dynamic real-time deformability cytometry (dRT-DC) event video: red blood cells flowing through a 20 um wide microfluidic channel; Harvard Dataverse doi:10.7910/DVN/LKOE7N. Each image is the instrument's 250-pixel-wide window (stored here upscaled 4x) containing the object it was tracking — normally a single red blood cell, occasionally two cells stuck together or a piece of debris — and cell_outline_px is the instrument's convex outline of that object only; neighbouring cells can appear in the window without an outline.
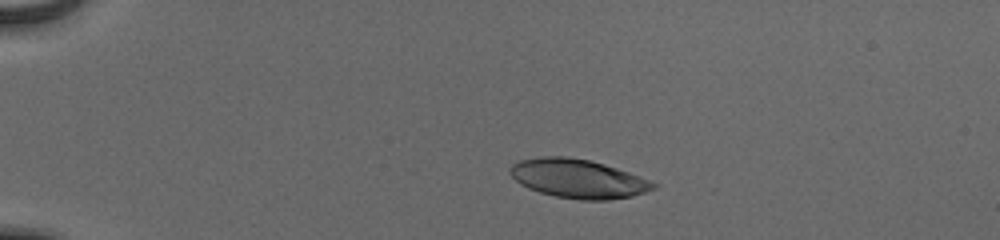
{"species": "human", "species_latin": "Homo sapiens", "temperature_condition": "cold", "stored_images_in_passage": 38, "camera_frame_rate_fps": 3000, "um_per_image_px": 0.085, "donor": {"sex": "male"}, "frame": {"image": 1, "passage_image": 2, "time_ms": 0.333, "image_size_px": [1000, 240], "cell_outline_px": [[660, 184], [656, 188], [632, 196], [608, 200], [580, 200], [556, 196], [540, 192], [528, 188], [520, 184], [508, 172], [512, 164], [520, 160], [540, 156], [564, 156], [588, 160], [604, 164], [628, 172]], "centroid_in_image_um": [49.13, 15.18], "position_along_channel_um": 35.9, "area_um2": 32.37}}
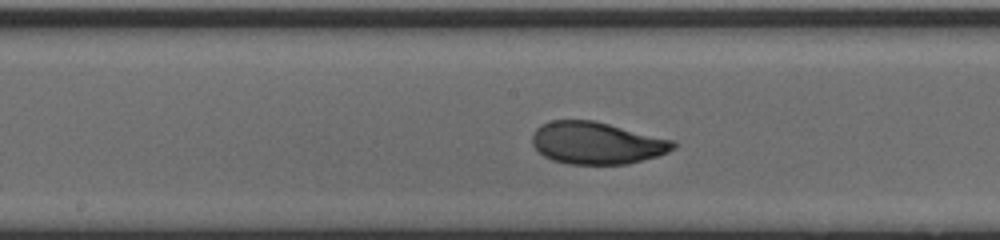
{"frame": {"image": 2, "passage_image": 20, "time_ms": 6.333, "image_size_px": [1000, 240], "cell_outline_px": [[676, 148], [668, 152], [656, 156], [628, 164], [568, 164], [552, 160], [544, 156], [532, 144], [532, 132], [540, 124], [552, 120], [596, 120], [676, 140]], "centroid_in_image_um": [50.74, 12.14], "position_along_channel_um": 197.5, "area_um2": 35.08}}
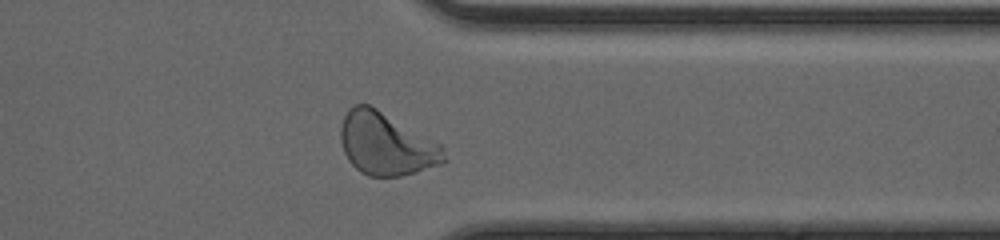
{"frame": {"image": 3, "passage_image": 34, "time_ms": 11.0, "image_size_px": [1000, 240], "cell_outline_px": [[448, 160], [444, 164], [416, 172], [400, 176], [368, 176], [360, 172], [348, 160], [344, 152], [340, 140], [340, 128], [344, 116], [348, 108], [356, 104], [368, 104], [376, 108], [444, 144]], "centroid_in_image_um": [32.88, 12.24], "position_along_channel_um": 378.5, "area_um2": 38.32}, "authors_computed_cell_mechanics": {"area_um2": 34.5066, "velocity_mm_per_s": 3.8865, "shape_relaxation_time_tau1_ms": 3.0549, "shape_relaxation_time_tau2_ms": 1.0309, "deformation_change_tau1": 0.1649, "deformation_change_tau2": 0.049}}